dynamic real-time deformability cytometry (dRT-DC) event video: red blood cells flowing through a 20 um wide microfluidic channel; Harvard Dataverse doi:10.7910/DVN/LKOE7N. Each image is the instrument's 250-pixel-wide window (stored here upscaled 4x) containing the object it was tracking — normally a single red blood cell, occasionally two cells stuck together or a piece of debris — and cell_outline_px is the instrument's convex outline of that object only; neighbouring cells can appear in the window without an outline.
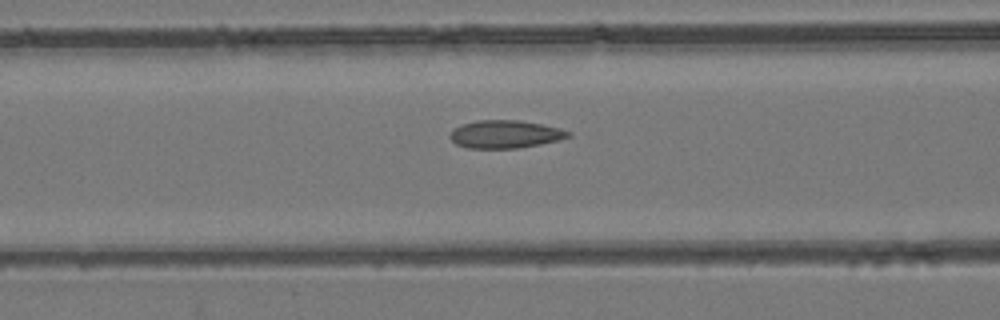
{"species": "common noctule bat (a hibernating species)", "species_latin": "Nyctalus noctula", "temperature_condition": "room temperature", "stored_images_in_passage": 53, "camera_frame_rate_fps": 3000, "um_per_image_px": 0.085, "animal": {"sex": "female", "body_mass_g": 24.6, "forearm_length_mm": 56.2}, "frame": {"image": 1, "passage_image": 22, "time_ms": 7.0, "image_size_px": [1000, 320], "cell_outline_px": [[572, 136], [560, 140], [520, 148], [468, 148], [456, 144], [448, 136], [452, 128], [460, 124], [476, 120], [520, 120], [560, 128], [572, 132]], "centroid_in_image_um": [42.93, 11.4], "position_along_channel_um": 123.7, "area_um2": 19.48}}
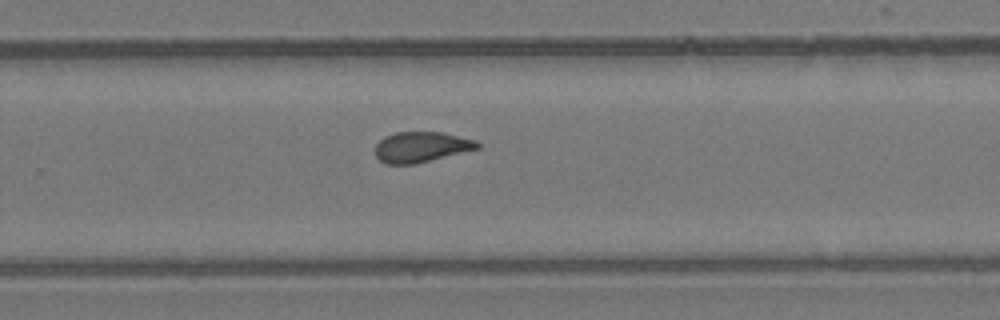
{"frame": {"image": 2, "passage_image": 35, "time_ms": 11.333, "image_size_px": [1000, 320], "cell_outline_px": [[480, 148], [416, 164], [384, 164], [376, 156], [376, 144], [384, 136], [396, 132], [444, 132], [476, 140], [480, 144]], "centroid_in_image_um": [35.81, 12.49], "position_along_channel_um": 294.0, "area_um2": 18.26}}
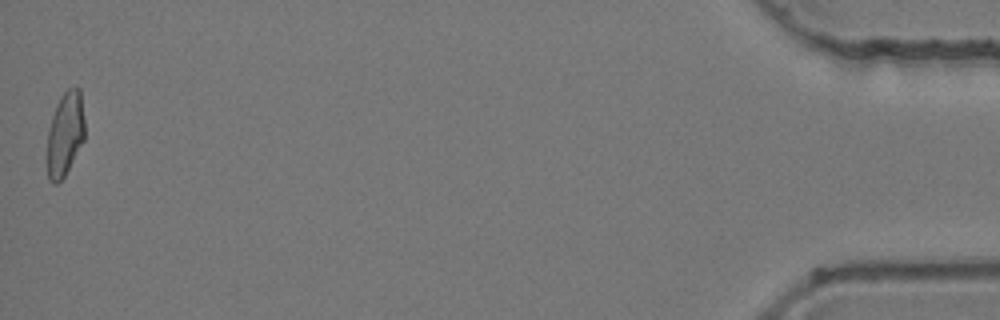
{"frame": {"image": 3, "passage_image": 53, "time_ms": 17.333, "image_size_px": [1000, 320], "cell_outline_px": [[84, 140], [64, 176], [56, 184], [52, 184], [48, 180], [48, 128], [56, 104], [60, 96], [68, 88], [76, 84], [80, 88], [84, 116]], "centroid_in_image_um": [5.54, 11.32], "position_along_channel_um": 429.7, "area_um2": 18.5}, "authors_computed_cell_mechanics": {"area_um2": 19.3052, "velocity_mm_per_s": 3.9388, "shape_relaxation_time_tau1_ms": null, "shape_relaxation_time_tau2_ms": 1.3356, "deformation_change_tau1": null, "deformation_change_tau2": 0.0643}}